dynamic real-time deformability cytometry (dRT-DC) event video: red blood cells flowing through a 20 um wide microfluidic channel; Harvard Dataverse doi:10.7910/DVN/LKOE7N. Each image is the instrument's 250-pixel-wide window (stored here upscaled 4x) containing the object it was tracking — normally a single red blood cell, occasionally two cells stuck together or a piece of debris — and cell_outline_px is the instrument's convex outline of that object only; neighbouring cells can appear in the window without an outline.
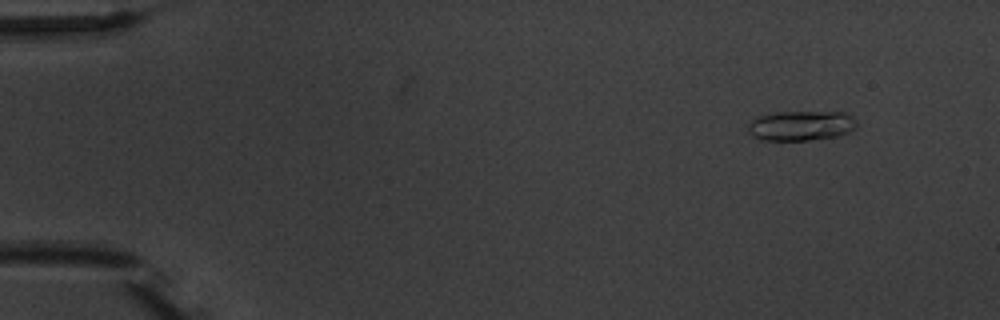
{"species": "common noctule bat (a hibernating species)", "species_latin": "Nyctalus noctula", "temperature_condition": "warm", "stored_images_in_passage": 6, "camera_frame_rate_fps": 3000, "um_per_image_px": 0.085, "animal": {"sex": "male", "body_mass_g": 20.1, "forearm_length_mm": 53.5}, "frame": {"image": 1, "passage_image": 2, "time_ms": 1.0, "image_size_px": [1000, 320], "cell_outline_px": [[856, 128], [848, 132], [836, 136], [808, 140], [764, 140], [752, 136], [748, 132], [748, 124], [756, 116], [776, 112], [848, 112], [856, 120]], "centroid_in_image_um": [68.08, 10.67], "position_along_channel_um": 16.9, "area_um2": 19.02}}
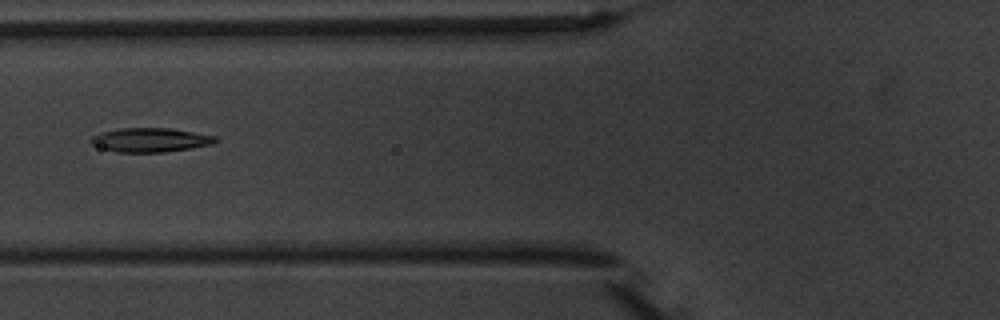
{"frame": {"image": 2, "passage_image": 6, "time_ms": 6.667, "image_size_px": [1000, 320], "cell_outline_px": [[220, 140], [212, 144], [192, 148], [164, 152], [116, 152], [100, 148], [92, 144], [88, 140], [92, 136], [100, 132], [120, 128], [168, 128], [216, 136]], "centroid_in_image_um": [12.75, 11.9], "position_along_channel_um": 113.0, "area_um2": 17.57}}